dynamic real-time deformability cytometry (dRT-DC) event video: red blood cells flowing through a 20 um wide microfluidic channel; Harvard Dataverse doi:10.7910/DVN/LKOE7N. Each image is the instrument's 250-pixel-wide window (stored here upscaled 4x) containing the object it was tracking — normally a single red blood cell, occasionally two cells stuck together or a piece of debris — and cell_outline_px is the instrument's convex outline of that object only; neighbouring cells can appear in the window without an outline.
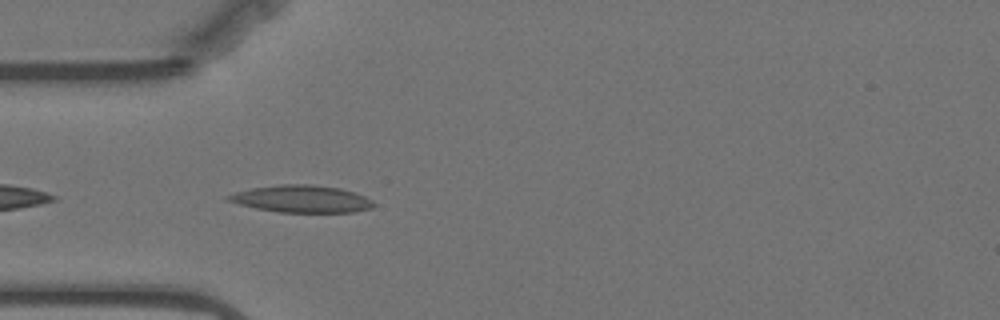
{"species": "Egyptian fruit bat (a non-hibernating species)", "species_latin": "Rousettus aegyptiacus", "temperature_condition": "warm", "stored_images_in_passage": 38, "camera_frame_rate_fps": 3000, "um_per_image_px": 0.085, "animal": {"sex": "female"}, "frame": {"image": 1, "passage_image": 3, "time_ms": 0.667, "image_size_px": [1000, 320], "cell_outline_px": [[376, 204], [372, 208], [352, 212], [280, 212], [256, 208], [224, 200], [224, 196], [236, 192], [252, 188], [280, 184], [312, 184], [340, 188], [364, 196], [372, 200]], "centroid_in_image_um": [25.62, 16.9], "position_along_channel_um": 59.4, "area_um2": 23.0}}
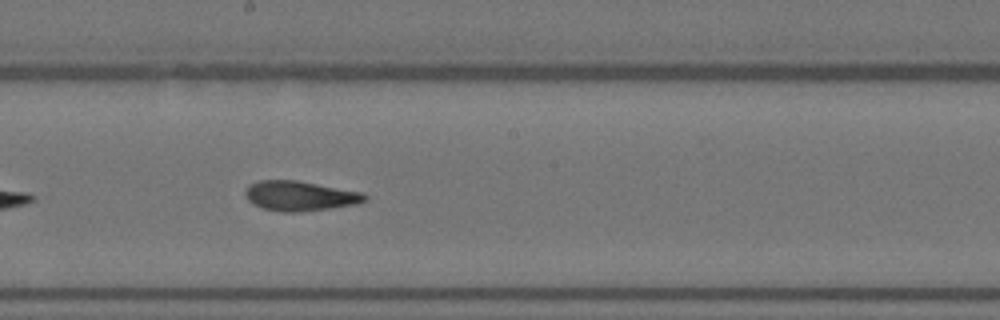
{"frame": {"image": 2, "passage_image": 17, "time_ms": 5.333, "image_size_px": [1000, 320], "cell_outline_px": [[368, 200], [356, 204], [332, 208], [300, 212], [280, 212], [264, 208], [252, 204], [248, 200], [244, 192], [248, 184], [260, 180], [296, 180], [364, 192], [368, 196]], "centroid_in_image_um": [25.51, 16.65], "position_along_channel_um": 222.7, "area_um2": 21.04}}
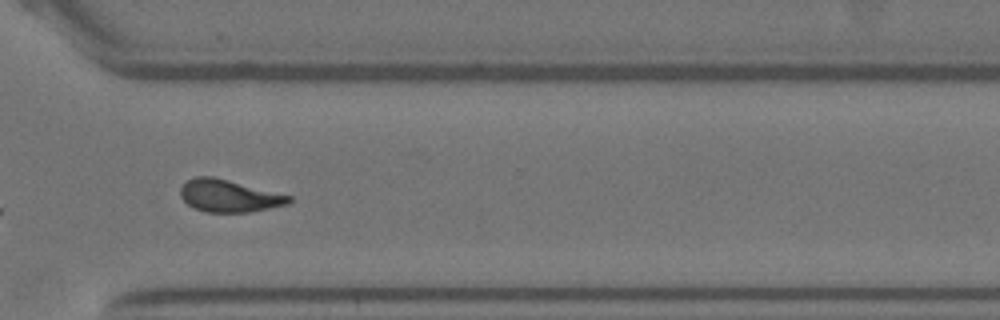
{"frame": {"image": 3, "passage_image": 28, "time_ms": 9.0, "image_size_px": [1000, 320], "cell_outline_px": [[292, 200], [288, 204], [248, 212], [204, 212], [188, 204], [180, 196], [180, 188], [188, 180], [196, 176], [212, 176], [292, 196]], "centroid_in_image_um": [19.45, 16.65], "position_along_channel_um": 351.1, "area_um2": 20.17}, "authors_computed_cell_mechanics": {"area_um2": 20.6346, "velocity_mm_per_s": 3.5195, "shape_relaxation_time_tau1_ms": 7.3559, "shape_relaxation_time_tau2_ms": 2.3194, "deformation_change_tau1": 0.2193, "deformation_change_tau2": 0.1028}}